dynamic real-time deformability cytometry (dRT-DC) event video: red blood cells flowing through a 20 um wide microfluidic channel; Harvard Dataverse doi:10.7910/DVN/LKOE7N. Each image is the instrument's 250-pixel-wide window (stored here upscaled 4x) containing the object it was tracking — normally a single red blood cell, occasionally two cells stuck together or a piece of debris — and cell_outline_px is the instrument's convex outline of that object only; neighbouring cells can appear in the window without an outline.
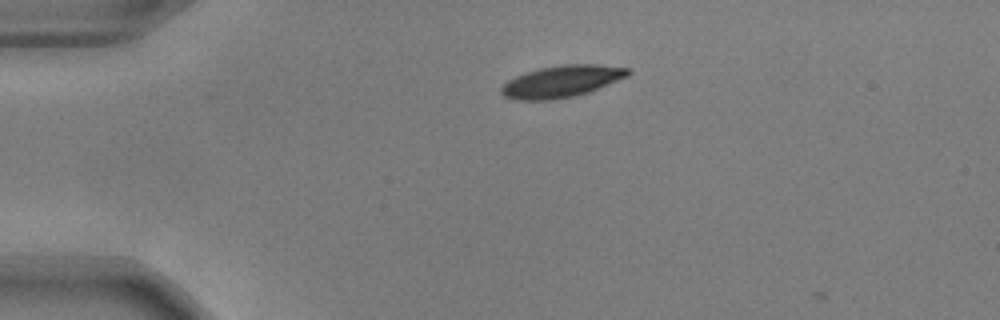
{"species": "common noctule bat (a hibernating species)", "species_latin": "Nyctalus noctula", "temperature_condition": "warm", "stored_images_in_passage": 2, "camera_frame_rate_fps": 3000, "um_per_image_px": 0.085, "animal": {"sex": "male", "body_mass_g": 17.9, "forearm_length_mm": 54.2}, "frame": {"image": 1, "passage_image": 1, "time_ms": 0.0, "image_size_px": [1000, 320], "cell_outline_px": [[632, 72], [628, 76], [588, 92], [572, 96], [548, 100], [516, 100], [504, 96], [500, 92], [500, 88], [508, 80], [516, 76], [540, 68], [564, 64], [596, 64], [628, 68]], "centroid_in_image_um": [47.73, 6.91], "position_along_channel_um": 37.3, "area_um2": 23.24}}